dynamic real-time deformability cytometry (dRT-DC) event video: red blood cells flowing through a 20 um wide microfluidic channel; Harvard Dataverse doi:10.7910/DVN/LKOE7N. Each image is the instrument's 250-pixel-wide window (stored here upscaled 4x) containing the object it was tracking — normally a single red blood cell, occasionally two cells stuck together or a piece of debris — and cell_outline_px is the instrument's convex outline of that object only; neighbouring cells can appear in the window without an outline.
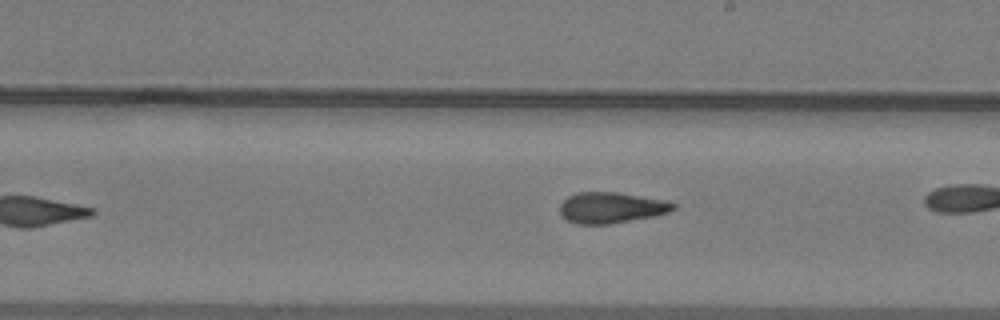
{"species": "common noctule bat (a hibernating species)", "species_latin": "Nyctalus noctula", "temperature_condition": "warm", "stored_images_in_passage": 25, "camera_frame_rate_fps": 3000, "um_per_image_px": 0.085, "animal": {"sex": "male", "body_mass_g": 19.2, "forearm_length_mm": 51.8}, "frame": {"image": 1, "passage_image": 15, "time_ms": 4.667, "image_size_px": [1000, 320], "cell_outline_px": [[676, 208], [668, 212], [652, 216], [608, 224], [576, 224], [568, 220], [560, 212], [560, 204], [568, 196], [576, 192], [616, 192], [668, 200], [676, 204]], "centroid_in_image_um": [51.96, 17.64], "position_along_channel_um": 237.0, "area_um2": 20.35}}
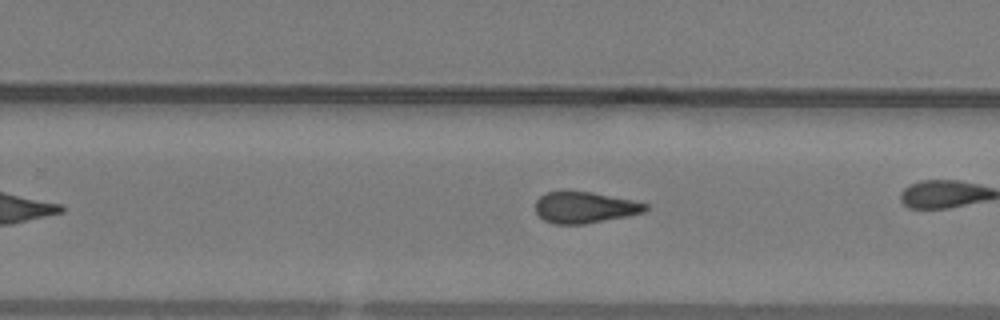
{"frame": {"image": 2, "passage_image": 18, "time_ms": 5.667, "image_size_px": [1000, 320], "cell_outline_px": [[648, 208], [644, 212], [628, 216], [584, 224], [556, 224], [544, 220], [536, 212], [536, 200], [544, 192], [560, 188], [568, 188], [592, 192], [632, 200], [648, 204]], "centroid_in_image_um": [49.65, 17.58], "position_along_channel_um": 280.2, "area_um2": 20.69}}